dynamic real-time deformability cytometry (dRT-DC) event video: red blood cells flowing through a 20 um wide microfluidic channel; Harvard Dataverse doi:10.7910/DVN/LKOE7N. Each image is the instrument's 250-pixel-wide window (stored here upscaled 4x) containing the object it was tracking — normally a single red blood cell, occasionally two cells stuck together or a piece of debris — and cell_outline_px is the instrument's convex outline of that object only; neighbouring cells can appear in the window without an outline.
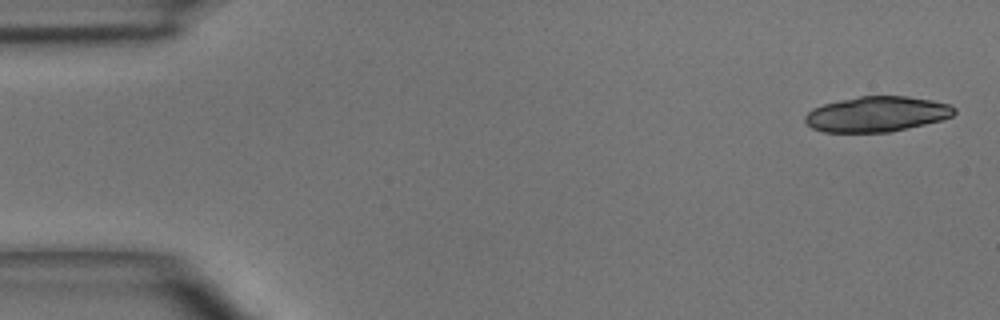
{"species": "common noctule bat (a hibernating species)", "species_latin": "Nyctalus noctula", "temperature_condition": "room temperature", "stored_images_in_passage": 4, "camera_frame_rate_fps": 3000, "um_per_image_px": 0.085, "animal": {"sex": "male", "body_mass_g": 15.6}, "frame": {"image": 1, "passage_image": 1, "time_ms": 0.0, "image_size_px": [1000, 320], "cell_outline_px": [[956, 112], [952, 116], [940, 120], [892, 132], [824, 132], [812, 128], [804, 120], [804, 116], [812, 108], [824, 104], [840, 100], [860, 96], [908, 96], [932, 100], [948, 104], [956, 108]], "centroid_in_image_um": [74.52, 9.7], "position_along_channel_um": 10.5, "area_um2": 30.69}}